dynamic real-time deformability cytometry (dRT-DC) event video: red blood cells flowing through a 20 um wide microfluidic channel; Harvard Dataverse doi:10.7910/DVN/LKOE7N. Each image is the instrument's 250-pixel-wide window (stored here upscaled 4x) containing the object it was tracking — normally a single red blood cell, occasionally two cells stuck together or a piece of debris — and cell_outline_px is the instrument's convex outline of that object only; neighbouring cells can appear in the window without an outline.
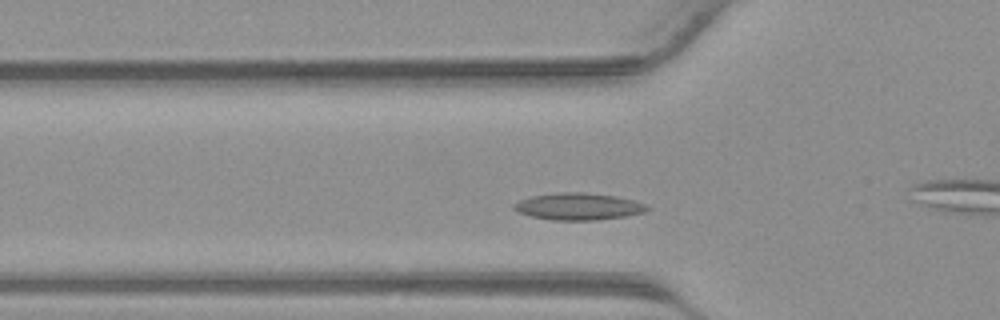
{"species": "common noctule bat (a hibernating species)", "species_latin": "Nyctalus noctula", "temperature_condition": "warm", "stored_images_in_passage": 33, "camera_frame_rate_fps": 3000, "um_per_image_px": 0.085, "animal": {"sex": "male", "body_mass_g": 23.1, "forearm_length_mm": 52.7}, "frame": {"image": 1, "passage_image": 11, "time_ms": 3.333, "image_size_px": [1000, 320], "cell_outline_px": [[652, 208], [644, 212], [628, 216], [596, 220], [552, 220], [532, 216], [520, 212], [512, 208], [512, 204], [520, 200], [532, 196], [560, 192], [584, 192], [616, 196], [632, 200], [644, 204]], "centroid_in_image_um": [49.18, 17.55], "position_along_channel_um": 76.6, "area_um2": 20.87}}
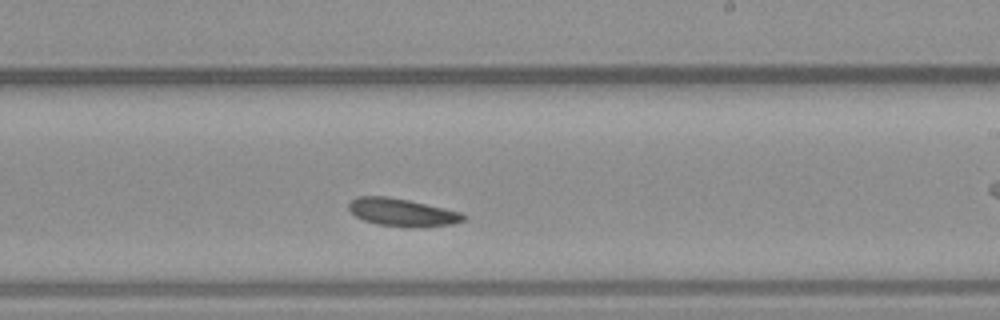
{"frame": {"image": 2, "passage_image": 22, "time_ms": 7.0, "image_size_px": [1000, 320], "cell_outline_px": [[468, 216], [464, 220], [452, 224], [376, 224], [364, 220], [356, 216], [348, 208], [348, 204], [356, 196], [388, 196], [408, 200], [444, 208], [460, 212]], "centroid_in_image_um": [34.12, 17.98], "position_along_channel_um": 254.9, "area_um2": 17.46}}
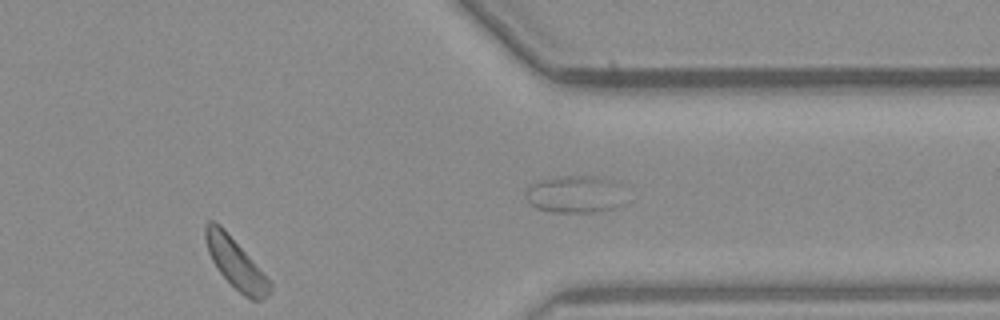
{"frame": {"image": 3, "passage_image": 32, "time_ms": 10.333, "image_size_px": [1000, 320], "cell_outline_px": [[272, 292], [264, 300], [252, 300], [244, 296], [220, 272], [212, 260], [208, 252], [204, 236], [204, 224], [208, 220], [212, 220], [220, 224], [224, 228], [272, 280]], "centroid_in_image_um": [20.08, 22.37], "position_along_channel_um": 391.3, "area_um2": 19.19}}